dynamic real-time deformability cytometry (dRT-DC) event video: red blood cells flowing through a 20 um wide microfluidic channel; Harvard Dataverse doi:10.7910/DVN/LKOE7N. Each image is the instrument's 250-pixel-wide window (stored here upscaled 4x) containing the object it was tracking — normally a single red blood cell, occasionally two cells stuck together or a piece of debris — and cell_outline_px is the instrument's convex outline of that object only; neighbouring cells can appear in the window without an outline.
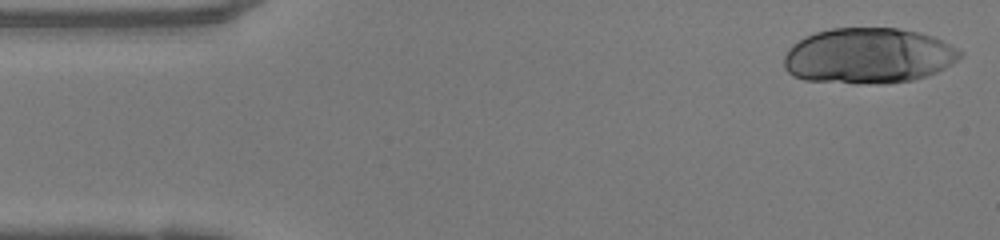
{"species": "human", "species_latin": "Homo sapiens", "temperature_condition": "warm", "stored_images_in_passage": 36, "camera_frame_rate_fps": 3000, "um_per_image_px": 0.085, "donor": {"sex": "female"}, "frame": {"image": 1, "passage_image": 1, "time_ms": 0.0, "image_size_px": [1000, 240], "cell_outline_px": [[964, 56], [944, 68], [928, 76], [912, 80], [884, 84], [856, 84], [804, 80], [792, 76], [784, 68], [784, 56], [788, 48], [792, 44], [804, 36], [816, 32], [832, 28], [896, 28], [920, 32], [932, 36], [964, 52]], "centroid_in_image_um": [73.78, 4.76], "position_along_channel_um": 11.2, "area_um2": 57.63}}
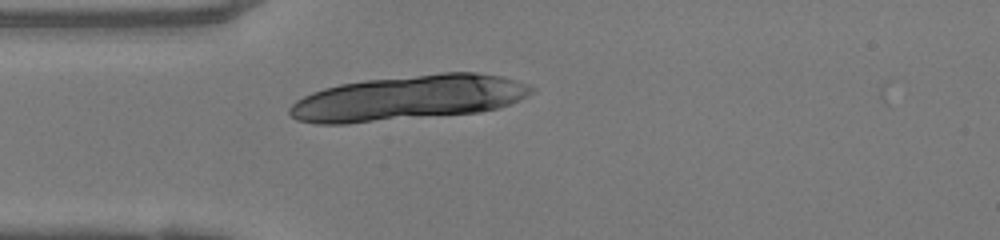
{"frame": {"image": 2, "passage_image": 12, "time_ms": 3.667, "image_size_px": [1000, 240], "cell_outline_px": [[536, 88], [528, 96], [508, 104], [496, 108], [480, 112], [348, 124], [316, 124], [296, 120], [288, 112], [288, 108], [296, 100], [312, 92], [324, 88], [340, 84], [364, 80], [444, 72], [476, 72], [500, 76], [516, 80], [528, 84]], "centroid_in_image_um": [34.7, 8.32], "position_along_channel_um": 50.3, "area_um2": 63.64}}